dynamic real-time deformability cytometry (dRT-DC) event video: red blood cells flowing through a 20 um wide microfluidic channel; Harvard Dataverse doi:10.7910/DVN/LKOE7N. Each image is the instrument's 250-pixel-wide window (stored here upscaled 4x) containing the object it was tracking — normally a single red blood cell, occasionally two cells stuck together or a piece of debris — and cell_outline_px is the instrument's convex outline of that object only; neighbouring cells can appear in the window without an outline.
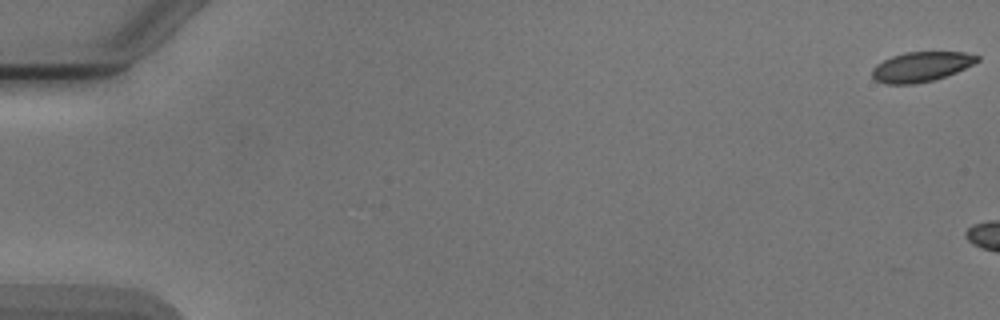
{"species": "Egyptian fruit bat (a non-hibernating species)", "species_latin": "Rousettus aegyptiacus", "temperature_condition": "cold", "stored_images_in_passage": 4, "camera_frame_rate_fps": 3000, "um_per_image_px": 0.085, "animal": {"sex": "male"}, "frame": {"image": 1, "passage_image": 1, "time_ms": 0.0, "image_size_px": [1000, 320], "cell_outline_px": [[980, 60], [956, 72], [932, 80], [916, 84], [884, 84], [876, 80], [872, 76], [872, 68], [876, 64], [892, 56], [904, 52], [964, 52], [980, 56]], "centroid_in_image_um": [78.27, 5.67], "position_along_channel_um": 6.7, "area_um2": 18.21}}